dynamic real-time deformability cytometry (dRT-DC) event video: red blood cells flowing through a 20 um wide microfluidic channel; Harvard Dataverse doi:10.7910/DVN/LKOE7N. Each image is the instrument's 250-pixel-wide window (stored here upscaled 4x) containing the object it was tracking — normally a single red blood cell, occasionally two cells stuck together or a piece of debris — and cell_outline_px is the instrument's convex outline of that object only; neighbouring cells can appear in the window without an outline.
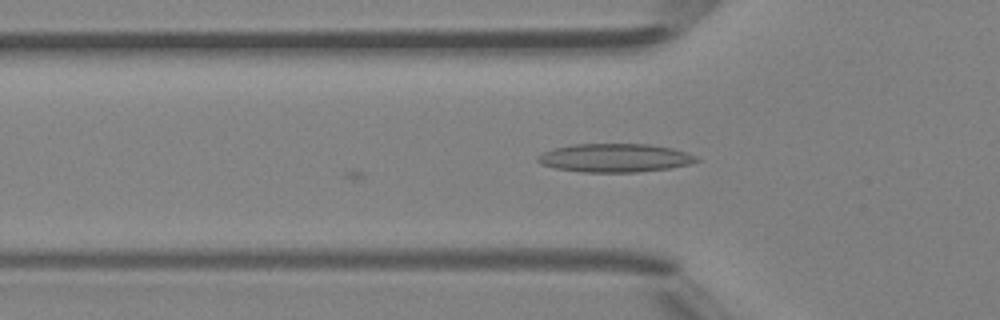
{"species": "Egyptian fruit bat (a non-hibernating species)", "species_latin": "Rousettus aegyptiacus", "temperature_condition": "room temperature", "stored_images_in_passage": 17, "camera_frame_rate_fps": 3000, "um_per_image_px": 0.085, "animal": {"sex": "female"}, "frame": {"image": 1, "passage_image": 17, "time_ms": 5.333, "image_size_px": [1000, 320], "cell_outline_px": [[700, 160], [688, 164], [672, 168], [636, 172], [584, 172], [556, 168], [540, 164], [536, 160], [536, 156], [544, 152], [556, 148], [572, 144], [648, 144], [672, 148], [696, 156]], "centroid_in_image_um": [52.25, 13.42], "position_along_channel_um": 73.6, "area_um2": 26.24}}